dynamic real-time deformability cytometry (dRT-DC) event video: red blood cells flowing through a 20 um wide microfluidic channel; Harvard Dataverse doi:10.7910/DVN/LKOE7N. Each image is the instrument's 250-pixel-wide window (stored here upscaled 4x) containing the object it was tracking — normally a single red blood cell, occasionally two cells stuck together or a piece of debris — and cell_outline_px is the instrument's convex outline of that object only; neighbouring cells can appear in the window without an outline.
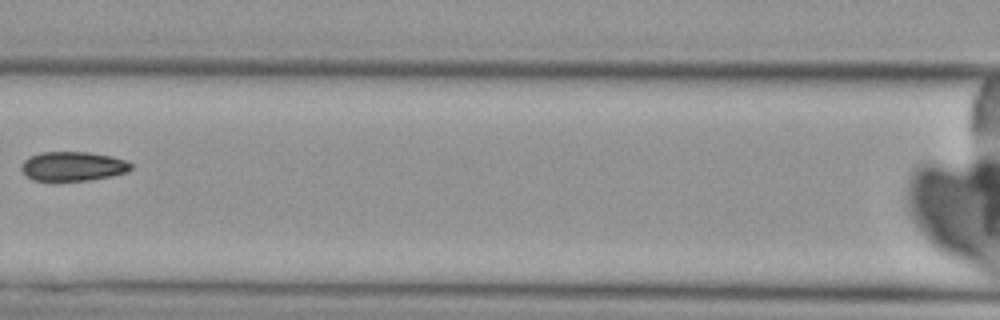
{"species": "Egyptian fruit bat (a non-hibernating species)", "species_latin": "Rousettus aegyptiacus", "temperature_condition": "cold", "stored_images_in_passage": 7, "camera_frame_rate_fps": 3000, "um_per_image_px": 0.085, "animal": {"sex": "female"}, "frame": {"image": 1, "passage_image": 7, "time_ms": 8.0, "image_size_px": [1000, 320], "cell_outline_px": [[132, 168], [128, 172], [88, 180], [32, 180], [24, 176], [20, 168], [20, 164], [28, 156], [40, 152], [88, 152], [112, 156], [124, 160], [132, 164]], "centroid_in_image_um": [6.13, 14.12], "position_along_channel_um": 160.5, "area_um2": 18.79}}